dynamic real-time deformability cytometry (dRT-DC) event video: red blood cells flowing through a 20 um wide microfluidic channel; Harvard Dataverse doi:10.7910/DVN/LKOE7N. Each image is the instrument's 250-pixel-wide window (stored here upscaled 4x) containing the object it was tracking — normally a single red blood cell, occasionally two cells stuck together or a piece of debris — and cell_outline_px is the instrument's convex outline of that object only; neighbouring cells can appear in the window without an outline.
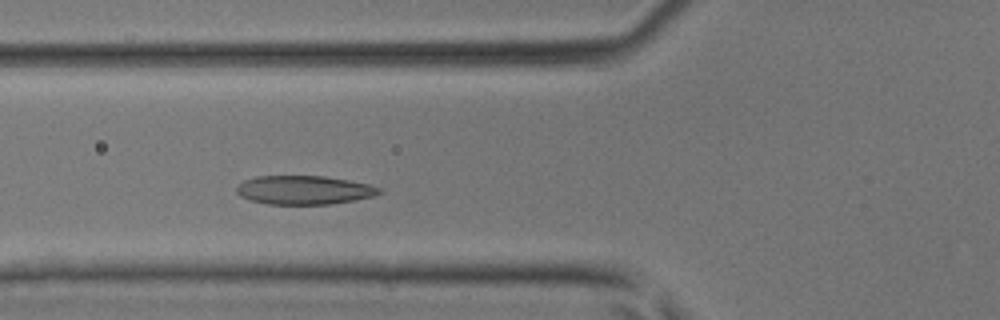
{"species": "common noctule bat (a hibernating species)", "species_latin": "Nyctalus noctula", "temperature_condition": "room temperature", "stored_images_in_passage": 38, "camera_frame_rate_fps": 3000, "um_per_image_px": 0.085, "animal": {"sex": "male", "body_mass_g": 17.9, "forearm_length_mm": 54.2}, "frame": {"image": 1, "passage_image": 11, "time_ms": 3.333, "image_size_px": [1000, 320], "cell_outline_px": [[380, 192], [372, 196], [352, 200], [328, 204], [268, 204], [252, 200], [240, 196], [236, 192], [236, 188], [244, 180], [256, 176], [324, 176], [348, 180], [368, 184], [380, 188]], "centroid_in_image_um": [25.8, 16.14], "position_along_channel_um": 100.0, "area_um2": 23.58}}
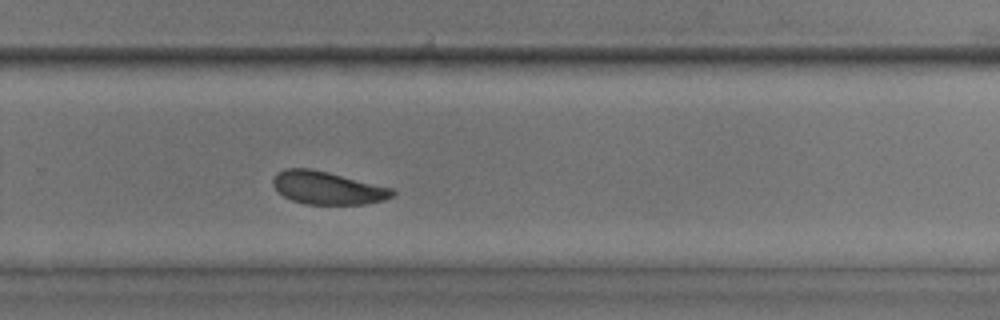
{"frame": {"image": 2, "passage_image": 24, "time_ms": 7.667, "image_size_px": [1000, 320], "cell_outline_px": [[396, 192], [392, 196], [384, 200], [364, 204], [304, 204], [292, 200], [284, 196], [272, 184], [272, 180], [276, 172], [284, 168], [308, 168], [328, 172], [392, 188]], "centroid_in_image_um": [27.81, 15.96], "position_along_channel_um": 302.0, "area_um2": 22.77}}
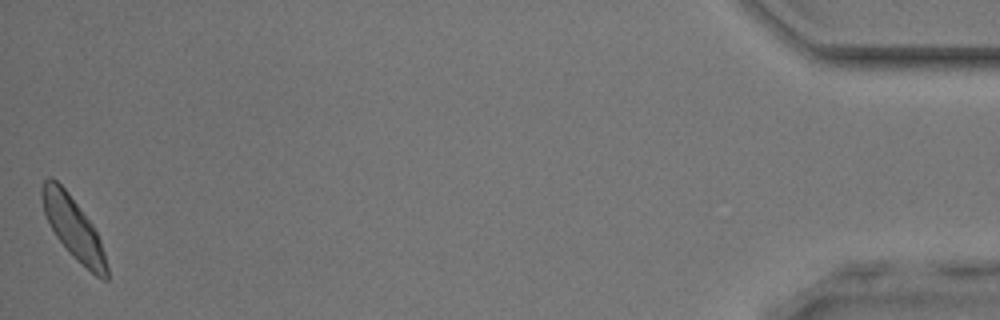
{"frame": {"image": 3, "passage_image": 38, "time_ms": 12.333, "image_size_px": [1000, 320], "cell_outline_px": [[108, 280], [104, 280], [96, 276], [76, 260], [68, 252], [56, 236], [44, 212], [40, 196], [40, 188], [44, 180], [48, 176], [52, 176], [68, 192], [92, 224], [100, 240], [104, 252], [108, 268]], "centroid_in_image_um": [6.22, 19.36], "position_along_channel_um": 429.0, "area_um2": 23.24}}